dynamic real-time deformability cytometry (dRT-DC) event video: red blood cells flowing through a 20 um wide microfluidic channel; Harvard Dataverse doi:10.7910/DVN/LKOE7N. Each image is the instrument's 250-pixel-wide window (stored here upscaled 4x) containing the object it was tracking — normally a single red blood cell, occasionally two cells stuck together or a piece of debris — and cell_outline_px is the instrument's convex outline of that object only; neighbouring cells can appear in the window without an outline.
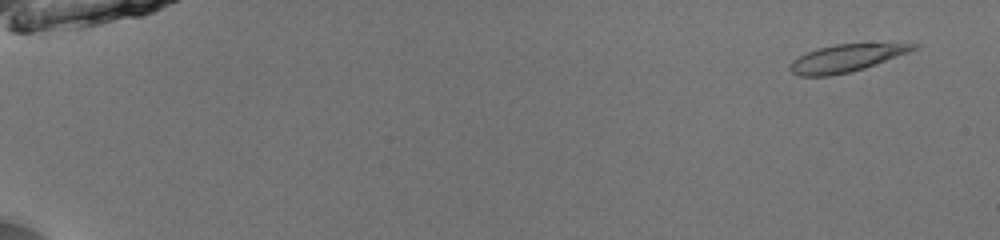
{"species": "common noctule bat (a hibernating species)", "species_latin": "Nyctalus noctula", "temperature_condition": "room temperature", "stored_images_in_passage": 53, "camera_frame_rate_fps": 3000, "um_per_image_px": 0.085, "animal": {"sex": "male", "body_mass_g": 13.0, "forearm_length_mm": 53.1}, "frame": {"image": 1, "passage_image": 4, "time_ms": 1.0, "image_size_px": [1000, 240], "cell_outline_px": [[920, 44], [916, 48], [908, 52], [876, 64], [864, 68], [832, 76], [800, 76], [792, 72], [788, 68], [788, 64], [792, 60], [808, 52], [820, 48], [836, 44]], "centroid_in_image_um": [71.85, 4.96], "position_along_channel_um": 13.1, "area_um2": 19.25}}
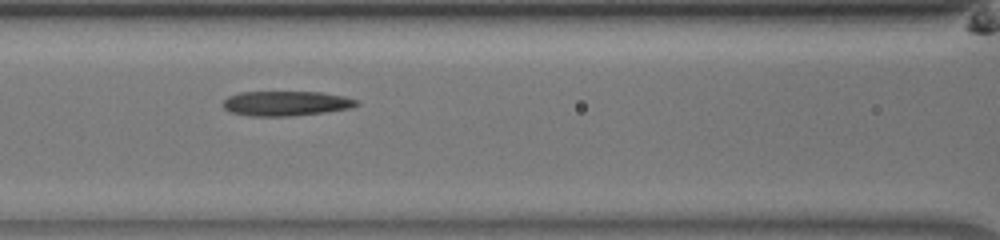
{"frame": {"image": 2, "passage_image": 26, "time_ms": 8.333, "image_size_px": [1000, 240], "cell_outline_px": [[360, 104], [352, 108], [324, 112], [292, 116], [252, 116], [228, 112], [224, 108], [224, 100], [228, 96], [240, 92], [320, 92], [344, 96], [356, 100]], "centroid_in_image_um": [24.31, 8.79], "position_along_channel_um": 142.3, "area_um2": 19.31}}
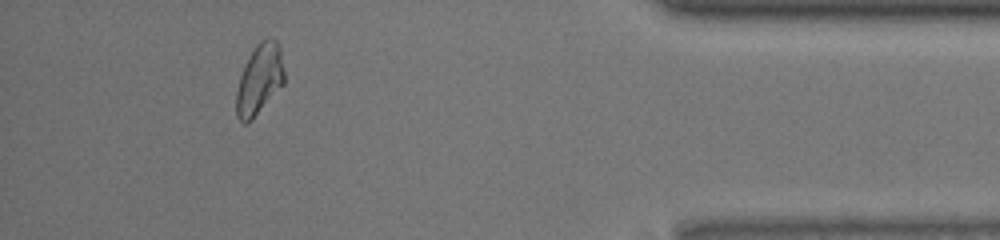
{"frame": {"image": 3, "passage_image": 49, "time_ms": 16.0, "image_size_px": [1000, 240], "cell_outline_px": [[284, 84], [252, 120], [248, 124], [244, 124], [236, 116], [236, 92], [240, 76], [244, 64], [256, 44], [260, 40], [276, 40], [280, 44], [284, 72]], "centroid_in_image_um": [22.05, 6.77], "position_along_channel_um": 413.2, "area_um2": 19.77}, "authors_computed_cell_mechanics": {"area_um2": 19.5942, "velocity_mm_per_s": 4.0267, "shape_relaxation_time_tau1_ms": 8.5889, "shape_relaxation_time_tau2_ms": 10.5328, "deformation_change_tau1": 0.2263, "deformation_change_tau2": 0.2226}}